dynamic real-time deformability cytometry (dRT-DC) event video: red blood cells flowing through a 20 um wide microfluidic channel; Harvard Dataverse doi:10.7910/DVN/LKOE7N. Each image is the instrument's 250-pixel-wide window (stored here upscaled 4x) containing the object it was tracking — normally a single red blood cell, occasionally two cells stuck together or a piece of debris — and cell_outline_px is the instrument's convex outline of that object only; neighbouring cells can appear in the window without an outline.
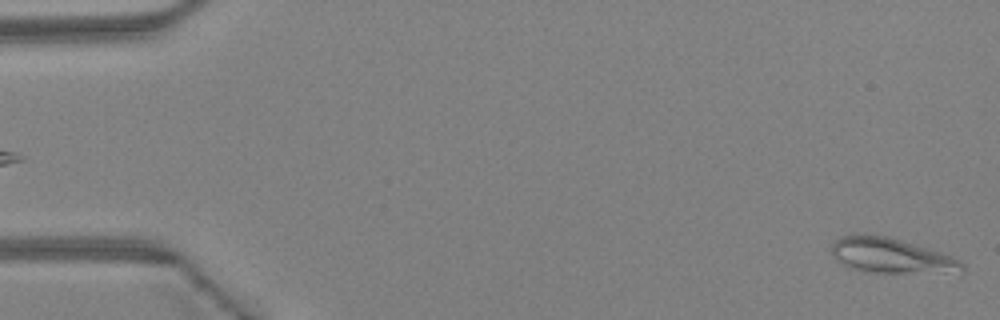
{"species": "Egyptian fruit bat (a non-hibernating species)", "species_latin": "Rousettus aegyptiacus", "temperature_condition": "warm", "stored_images_in_passage": 14, "camera_frame_rate_fps": 3000, "um_per_image_px": 0.085, "animal": {"sex": "female"}, "frame": {"image": 1, "passage_image": 1, "time_ms": 0.0, "image_size_px": [1000, 320], "cell_outline_px": [[964, 272], [876, 272], [848, 268], [840, 264], [832, 252], [832, 240], [844, 236], [864, 232], [888, 236], [940, 252], [952, 256], [960, 260], [964, 264]], "centroid_in_image_um": [75.71, 21.7], "position_along_channel_um": 9.3, "area_um2": 26.65}}